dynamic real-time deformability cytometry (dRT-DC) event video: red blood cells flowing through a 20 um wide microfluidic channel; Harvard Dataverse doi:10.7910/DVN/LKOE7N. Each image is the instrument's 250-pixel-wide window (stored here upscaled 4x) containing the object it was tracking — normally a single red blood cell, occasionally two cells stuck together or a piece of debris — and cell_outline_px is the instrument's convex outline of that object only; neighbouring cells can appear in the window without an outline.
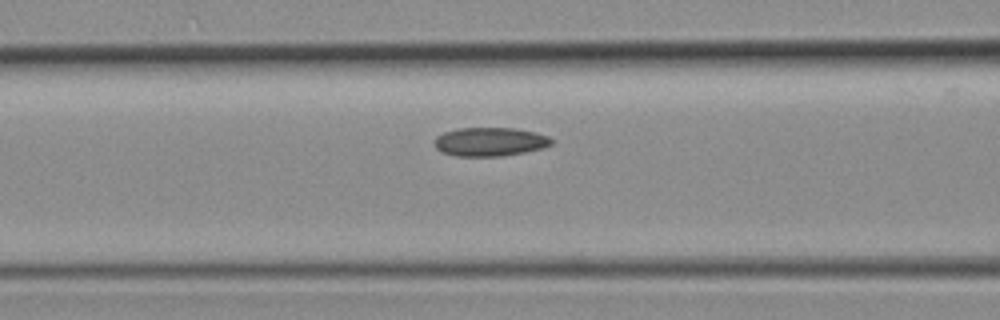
{"species": "common noctule bat (a hibernating species)", "species_latin": "Nyctalus noctula", "temperature_condition": "room temperature", "stored_images_in_passage": 6, "segment_of_instrument_passage": [2, 2], "camera_frame_rate_fps": 3000, "um_per_image_px": 0.085, "animal": {"sex": "female", "body_mass_g": 19.3, "forearm_length_mm": 54.1}, "frame": {"image": 1, "passage_image": 6, "time_ms": 1.667, "image_size_px": [1000, 320], "cell_outline_px": [[552, 144], [544, 148], [504, 156], [456, 156], [440, 152], [436, 148], [436, 136], [444, 132], [460, 128], [516, 128], [536, 132], [548, 136], [552, 140]], "centroid_in_image_um": [41.66, 12.05], "position_along_channel_um": 124.9, "area_um2": 19.65}}